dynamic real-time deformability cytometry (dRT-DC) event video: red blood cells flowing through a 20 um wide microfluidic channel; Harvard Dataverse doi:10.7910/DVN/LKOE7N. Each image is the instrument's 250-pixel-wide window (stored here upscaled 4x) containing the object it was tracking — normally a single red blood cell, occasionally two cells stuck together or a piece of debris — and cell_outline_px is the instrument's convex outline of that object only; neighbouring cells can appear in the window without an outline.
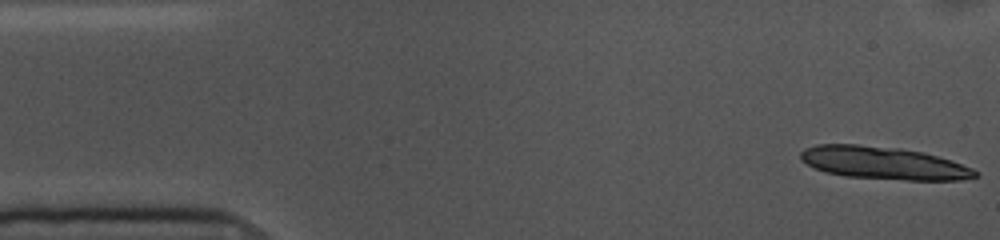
{"species": "common noctule bat (a hibernating species)", "species_latin": "Nyctalus noctula", "temperature_condition": "cold", "stored_images_in_passage": 12, "camera_frame_rate_fps": 3000, "um_per_image_px": 0.085, "animal": {"sex": "female", "body_mass_g": 10.0, "forearm_length_mm": 53.1}, "frame": {"image": 1, "passage_image": 1, "time_ms": 0.0, "image_size_px": [1000, 240], "cell_outline_px": [[980, 176], [960, 180], [908, 180], [844, 176], [828, 172], [816, 168], [800, 160], [800, 152], [804, 148], [816, 144], [856, 144], [900, 148], [924, 152], [952, 160], [972, 168], [980, 172]], "centroid_in_image_um": [75.13, 13.85], "position_along_channel_um": 9.9, "area_um2": 33.35}}